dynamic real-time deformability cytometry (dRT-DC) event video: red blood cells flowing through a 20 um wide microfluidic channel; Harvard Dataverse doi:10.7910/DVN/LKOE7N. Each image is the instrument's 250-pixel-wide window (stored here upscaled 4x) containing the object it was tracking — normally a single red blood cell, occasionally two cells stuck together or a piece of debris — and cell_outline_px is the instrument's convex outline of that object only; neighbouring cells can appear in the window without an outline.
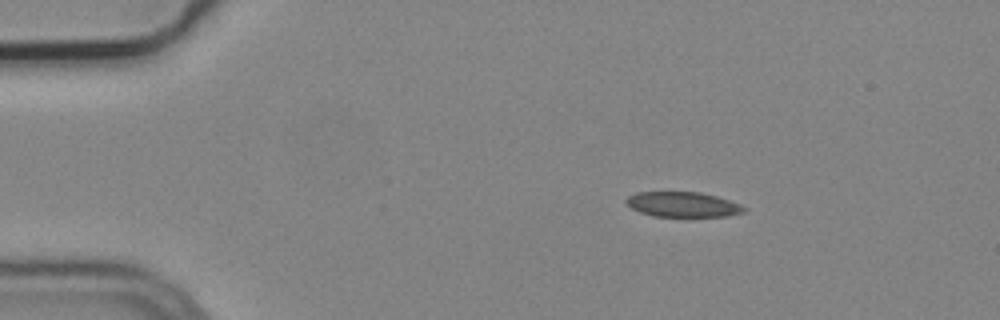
{"species": "common noctule bat (a hibernating species)", "species_latin": "Nyctalus noctula", "temperature_condition": "cold", "stored_images_in_passage": 2, "camera_frame_rate_fps": 3000, "um_per_image_px": 0.085, "animal": {"sex": "male", "body_mass_g": 19.2, "forearm_length_mm": 51.8}, "frame": {"image": 1, "passage_image": 1, "time_ms": 0.0, "image_size_px": [1000, 320], "cell_outline_px": [[748, 208], [744, 212], [728, 216], [652, 216], [640, 212], [632, 208], [624, 200], [628, 196], [636, 192], [700, 192], [716, 196], [740, 204]], "centroid_in_image_um": [58.04, 17.37], "position_along_channel_um": 27.0, "area_um2": 17.17}}